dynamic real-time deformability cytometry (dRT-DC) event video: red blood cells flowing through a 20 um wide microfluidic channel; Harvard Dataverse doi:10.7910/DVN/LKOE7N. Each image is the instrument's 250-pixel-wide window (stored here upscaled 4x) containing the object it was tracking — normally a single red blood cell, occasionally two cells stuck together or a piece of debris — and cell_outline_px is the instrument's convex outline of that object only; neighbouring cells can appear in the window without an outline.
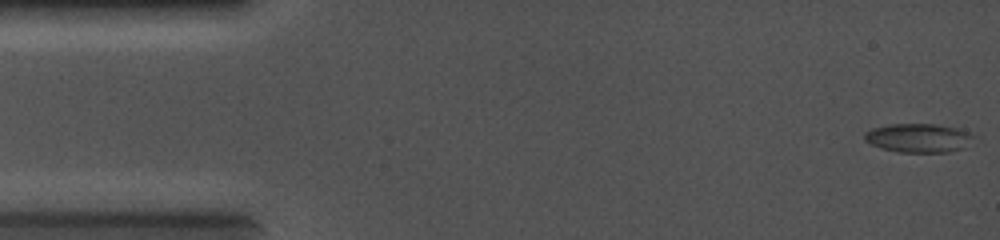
{"species": "common noctule bat (a hibernating species)", "species_latin": "Nyctalus noctula", "temperature_condition": "cold", "stored_images_in_passage": 53, "camera_frame_rate_fps": 5000, "um_per_image_px": 0.085, "animal": {"sex": "female", "body_mass_g": 19.0, "forearm_length_mm": 56.7}, "frame": {"image": 1, "passage_image": 1, "time_ms": 0.0, "image_size_px": [1000, 240], "cell_outline_px": [[976, 136], [960, 148], [948, 152], [900, 152], [884, 148], [872, 144], [864, 140], [864, 132], [872, 128], [888, 124], [936, 124], [956, 128], [968, 132]], "centroid_in_image_um": [78.03, 11.71], "position_along_channel_um": 7.0, "area_um2": 18.03}}
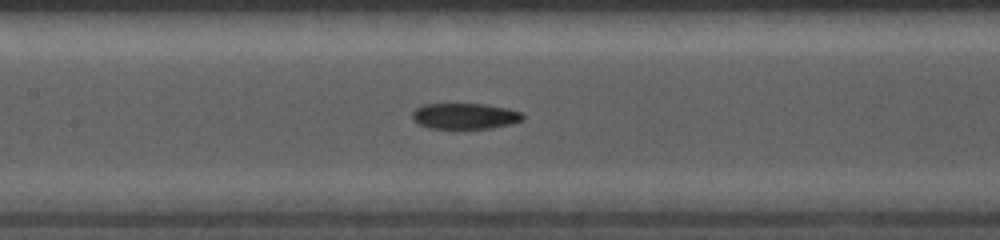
{"frame": {"image": 2, "passage_image": 27, "time_ms": 6.0, "image_size_px": [1000, 240], "cell_outline_px": [[524, 120], [512, 124], [492, 128], [428, 128], [416, 124], [412, 120], [412, 112], [416, 108], [424, 104], [484, 104], [508, 108], [520, 112], [524, 116]], "centroid_in_image_um": [39.5, 9.87], "position_along_channel_um": 167.9, "area_um2": 16.82}}
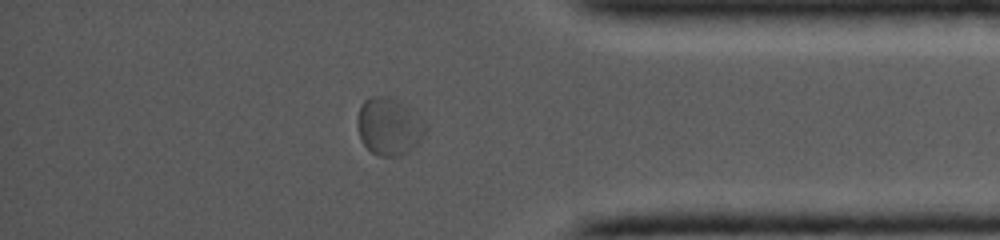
{"frame": {"image": 3, "passage_image": 46, "time_ms": 11.2, "image_size_px": [1000, 240], "cell_outline_px": [[428, 128], [420, 140], [404, 156], [380, 156], [372, 152], [360, 140], [356, 124], [356, 120], [360, 104], [364, 100], [372, 96], [384, 96], [400, 100], [412, 108]], "centroid_in_image_um": [33.05, 10.73], "position_along_channel_um": 402.2, "area_um2": 23.12}}